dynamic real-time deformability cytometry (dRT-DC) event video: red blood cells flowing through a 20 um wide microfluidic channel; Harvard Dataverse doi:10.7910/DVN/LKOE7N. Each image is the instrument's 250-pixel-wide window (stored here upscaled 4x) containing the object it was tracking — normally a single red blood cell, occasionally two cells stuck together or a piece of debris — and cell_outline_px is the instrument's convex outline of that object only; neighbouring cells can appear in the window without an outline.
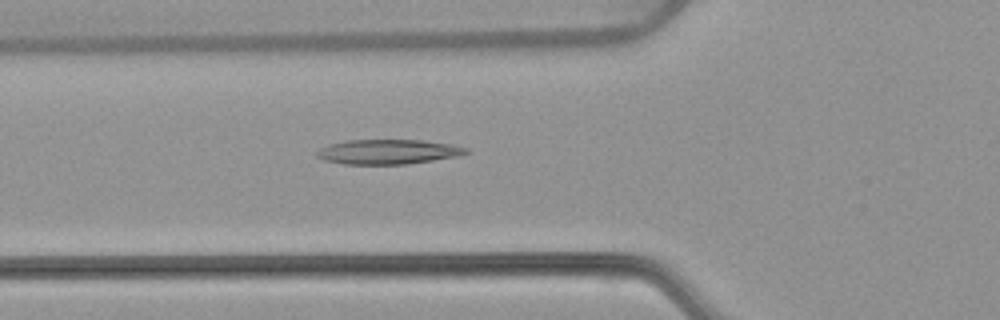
{"species": "common noctule bat (a hibernating species)", "species_latin": "Nyctalus noctula", "temperature_condition": "warm", "stored_images_in_passage": 47, "camera_frame_rate_fps": 3000, "um_per_image_px": 0.085, "animal": {"sex": "female", "body_mass_g": 22.7, "forearm_length_mm": 54.2}, "frame": {"image": 1, "passage_image": 13, "time_ms": 4.0, "image_size_px": [1000, 320], "cell_outline_px": [[472, 152], [460, 156], [404, 164], [344, 164], [324, 160], [316, 156], [316, 152], [320, 148], [328, 144], [344, 140], [424, 140], [448, 144], [468, 148]], "centroid_in_image_um": [32.98, 12.9], "position_along_channel_um": 92.8, "area_um2": 21.56}}
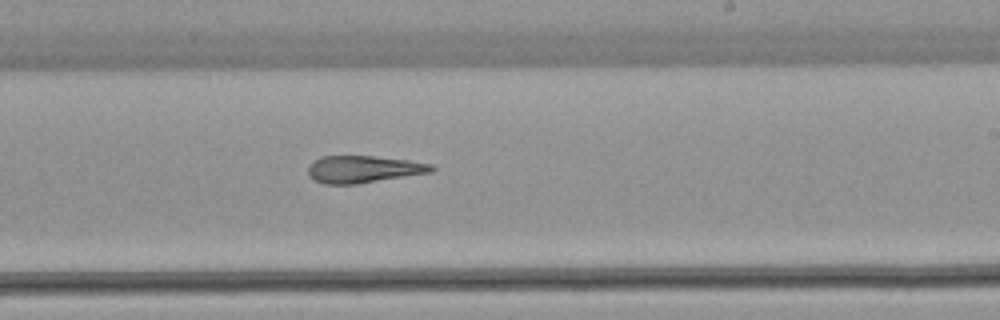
{"frame": {"image": 2, "passage_image": 26, "time_ms": 8.333, "image_size_px": [1000, 320], "cell_outline_px": [[436, 168], [432, 172], [356, 184], [324, 184], [312, 180], [308, 176], [308, 164], [320, 156], [372, 156], [408, 160], [432, 164]], "centroid_in_image_um": [30.84, 14.38], "position_along_channel_um": 258.2, "area_um2": 19.65}}
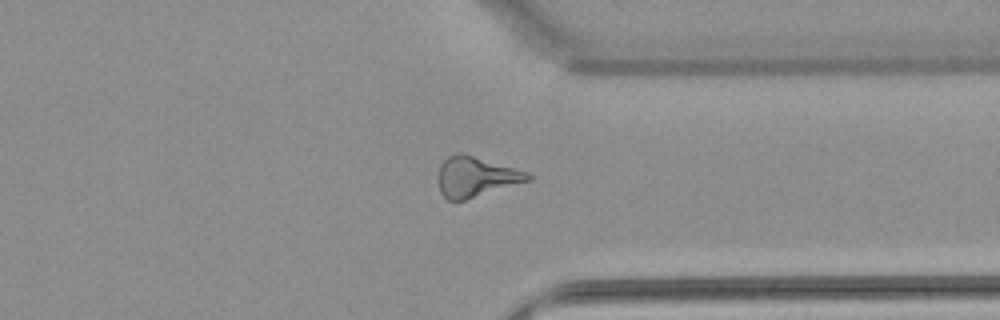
{"frame": {"image": 3, "passage_image": 35, "time_ms": 11.333, "image_size_px": [1000, 320], "cell_outline_px": [[532, 180], [464, 200], [448, 200], [440, 192], [436, 180], [436, 176], [440, 164], [448, 156], [456, 152], [460, 152], [528, 172], [532, 176]], "centroid_in_image_um": [40.4, 15.02], "position_along_channel_um": 371.0, "area_um2": 21.1}, "authors_computed_cell_mechanics": {"area_um2": 20.808, "velocity_mm_per_s": 3.8098, "shape_relaxation_time_tau1_ms": null, "shape_relaxation_time_tau2_ms": 5.0281, "deformation_change_tau1": null, "deformation_change_tau2": 0.1811}}